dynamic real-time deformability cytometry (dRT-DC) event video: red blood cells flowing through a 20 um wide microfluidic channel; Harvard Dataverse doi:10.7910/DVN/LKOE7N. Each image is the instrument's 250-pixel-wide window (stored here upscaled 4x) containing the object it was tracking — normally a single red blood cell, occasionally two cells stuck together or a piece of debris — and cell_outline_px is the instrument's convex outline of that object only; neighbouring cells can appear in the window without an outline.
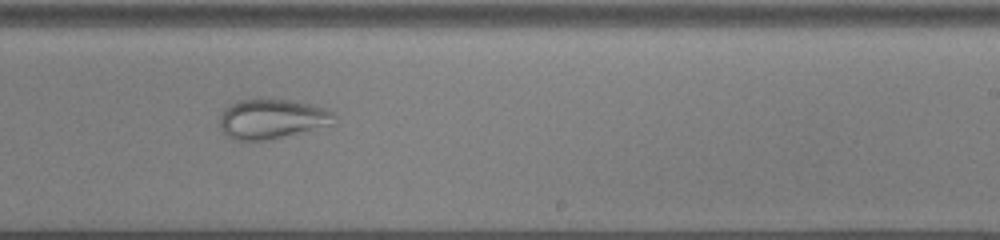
{"species": "common noctule bat (a hibernating species)", "species_latin": "Nyctalus noctula", "temperature_condition": "cold", "stored_images_in_passage": 47, "camera_frame_rate_fps": 3000, "um_per_image_px": 0.085, "animal": {"sex": "male", "body_mass_g": 13.0, "forearm_length_mm": 53.1}, "frame": {"image": 1, "passage_image": 27, "time_ms": 8.667, "image_size_px": [1000, 240], "cell_outline_px": [[336, 116], [328, 124], [264, 140], [236, 140], [228, 136], [220, 128], [220, 116], [224, 108], [228, 104], [240, 100], [292, 100], [324, 108], [336, 112]], "centroid_in_image_um": [23.03, 10.08], "position_along_channel_um": 266.0, "area_um2": 25.61}}
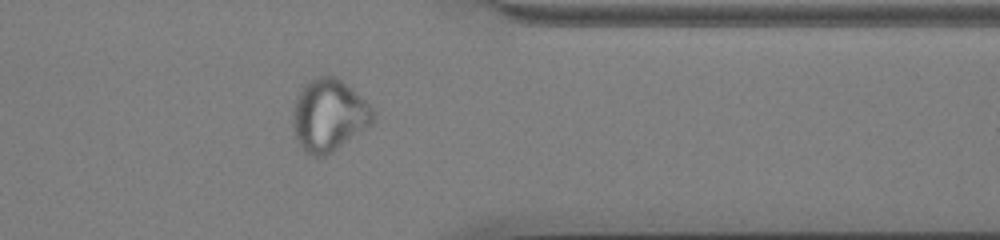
{"frame": {"image": 2, "passage_image": 37, "time_ms": 12.0, "image_size_px": [1000, 240], "cell_outline_px": [[376, 120], [372, 124], [332, 152], [324, 156], [312, 156], [304, 152], [296, 140], [292, 120], [292, 116], [296, 100], [300, 92], [308, 80], [316, 76], [336, 76], [352, 88], [376, 112]], "centroid_in_image_um": [27.96, 9.8], "position_along_channel_um": 383.4, "area_um2": 33.76}}
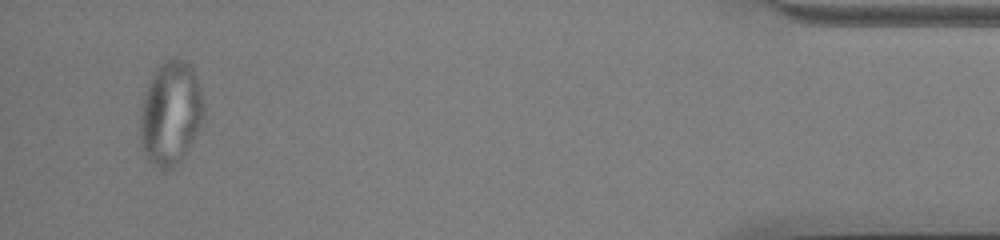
{"frame": {"image": 3, "passage_image": 45, "time_ms": 14.667, "image_size_px": [1000, 240], "cell_outline_px": [[204, 120], [200, 128], [180, 164], [168, 168], [160, 168], [148, 160], [144, 152], [140, 140], [140, 116], [144, 92], [156, 68], [160, 64], [168, 60], [180, 60], [188, 64], [192, 68], [196, 76], [204, 100]], "centroid_in_image_um": [14.52, 9.65], "position_along_channel_um": 420.7, "area_um2": 38.44}}